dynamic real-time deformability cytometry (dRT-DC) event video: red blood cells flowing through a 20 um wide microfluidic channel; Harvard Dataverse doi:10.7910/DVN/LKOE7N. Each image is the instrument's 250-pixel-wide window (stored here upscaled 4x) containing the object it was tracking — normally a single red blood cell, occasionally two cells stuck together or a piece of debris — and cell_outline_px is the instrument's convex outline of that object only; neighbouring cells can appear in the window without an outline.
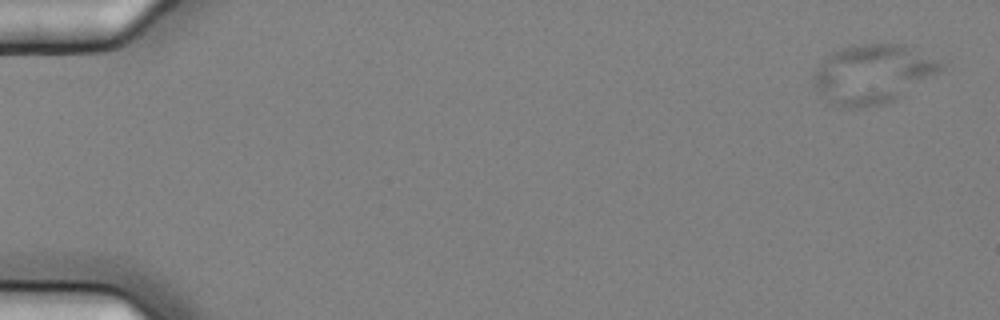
{"species": "common noctule bat (a hibernating species)", "species_latin": "Nyctalus noctula", "temperature_condition": "cold", "stored_images_in_passage": 10, "camera_frame_rate_fps": 3000, "um_per_image_px": 0.085, "animal": {"sex": "female", "body_mass_g": 25.1}, "frame": {"image": 1, "passage_image": 1, "time_ms": 0.0, "image_size_px": [1000, 320], "cell_outline_px": [[948, 64], [940, 72], [896, 100], [884, 104], [860, 108], [844, 108], [832, 104], [816, 92], [812, 84], [812, 76], [816, 68], [824, 56], [840, 48], [860, 44], [904, 44]], "centroid_in_image_um": [74.16, 6.3], "position_along_channel_um": 10.8, "area_um2": 44.56}}
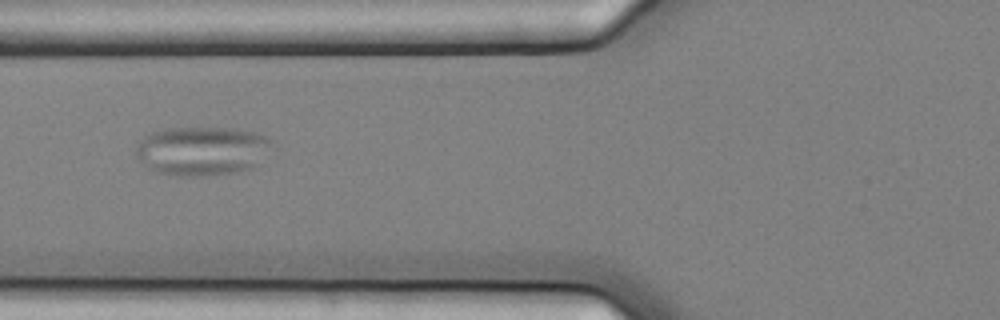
{"frame": {"image": 2, "passage_image": 6, "time_ms": 1.667, "image_size_px": [1000, 320], "cell_outline_px": [[276, 140], [252, 168], [240, 172], [204, 176], [176, 176], [156, 172], [148, 168], [136, 156], [136, 148], [144, 136], [152, 132], [164, 128], [232, 128], [256, 132], [268, 136]], "centroid_in_image_um": [17.18, 12.82], "position_along_channel_um": 108.6, "area_um2": 39.07}}
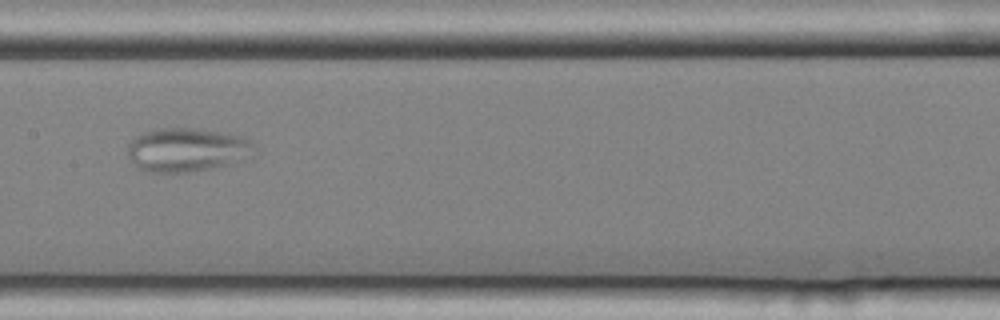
{"frame": {"image": 3, "passage_image": 8, "time_ms": 2.333, "image_size_px": [1000, 320], "cell_outline_px": [[260, 152], [256, 156], [228, 164], [188, 172], [148, 172], [136, 168], [128, 156], [128, 144], [136, 136], [144, 132], [156, 128], [192, 128], [224, 132], [244, 136], [256, 144]], "centroid_in_image_um": [15.97, 12.72], "position_along_channel_um": 191.4, "area_um2": 32.95}}